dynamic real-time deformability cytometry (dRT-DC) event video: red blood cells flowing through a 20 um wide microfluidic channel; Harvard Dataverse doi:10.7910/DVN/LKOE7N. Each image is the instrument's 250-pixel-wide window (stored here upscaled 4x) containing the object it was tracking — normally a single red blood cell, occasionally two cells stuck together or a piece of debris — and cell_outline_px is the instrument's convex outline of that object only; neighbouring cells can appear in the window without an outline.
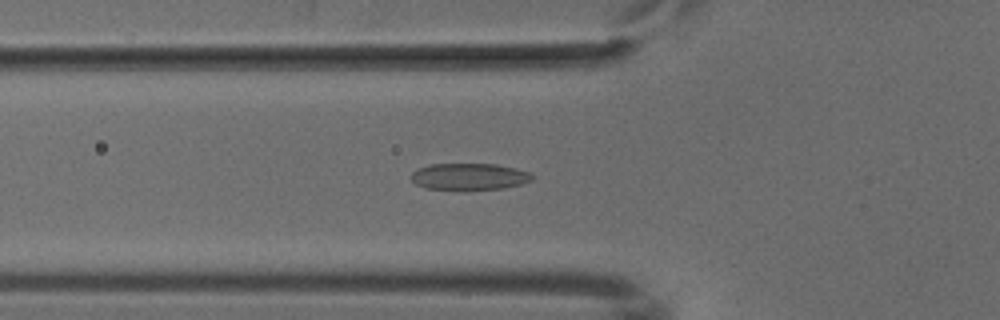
{"species": "common noctule bat (a hibernating species)", "species_latin": "Nyctalus noctula", "temperature_condition": "cold", "stored_images_in_passage": 43, "camera_frame_rate_fps": 3000, "um_per_image_px": 0.085, "animal": {"sex": "male", "body_mass_g": 18.8}, "frame": {"image": 1, "passage_image": 9, "time_ms": 2.667, "image_size_px": [1000, 320], "cell_outline_px": [[536, 176], [532, 180], [520, 184], [504, 188], [464, 192], [460, 192], [424, 188], [416, 184], [412, 180], [412, 172], [428, 164], [496, 164], [516, 168], [528, 172]], "centroid_in_image_um": [39.88, 15.05], "position_along_channel_um": 85.9, "area_um2": 19.54}}
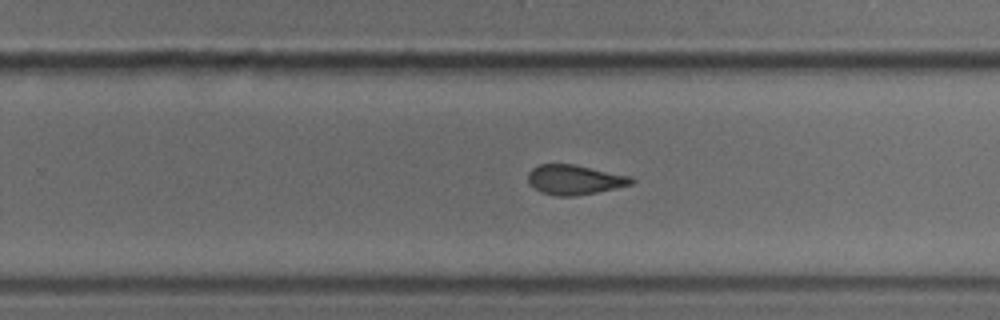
{"frame": {"image": 2, "passage_image": 24, "time_ms": 7.667, "image_size_px": [1000, 320], "cell_outline_px": [[636, 180], [632, 184], [616, 188], [576, 196], [556, 196], [540, 192], [528, 184], [528, 172], [532, 168], [540, 164], [572, 164], [632, 176]], "centroid_in_image_um": [48.83, 15.28], "position_along_channel_um": 281.0, "area_um2": 18.03}}
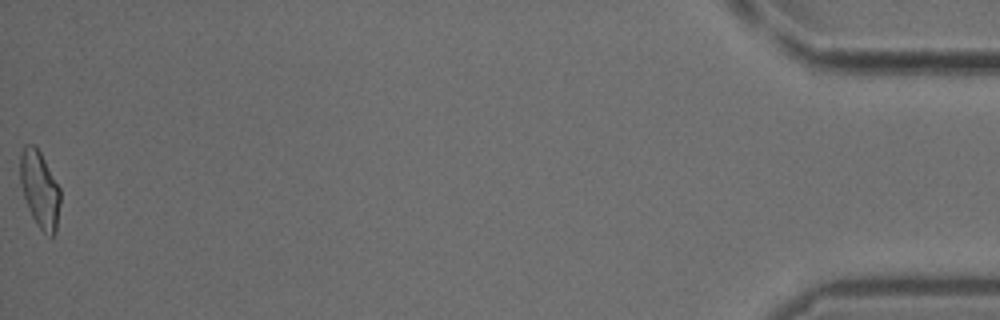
{"frame": {"image": 3, "passage_image": 43, "time_ms": 14.0, "image_size_px": [1000, 320], "cell_outline_px": [[60, 204], [56, 232], [52, 240], [36, 224], [28, 208], [20, 184], [20, 152], [24, 144], [32, 144], [40, 152], [60, 188]], "centroid_in_image_um": [3.38, 16.12], "position_along_channel_um": 431.8, "area_um2": 18.03}}